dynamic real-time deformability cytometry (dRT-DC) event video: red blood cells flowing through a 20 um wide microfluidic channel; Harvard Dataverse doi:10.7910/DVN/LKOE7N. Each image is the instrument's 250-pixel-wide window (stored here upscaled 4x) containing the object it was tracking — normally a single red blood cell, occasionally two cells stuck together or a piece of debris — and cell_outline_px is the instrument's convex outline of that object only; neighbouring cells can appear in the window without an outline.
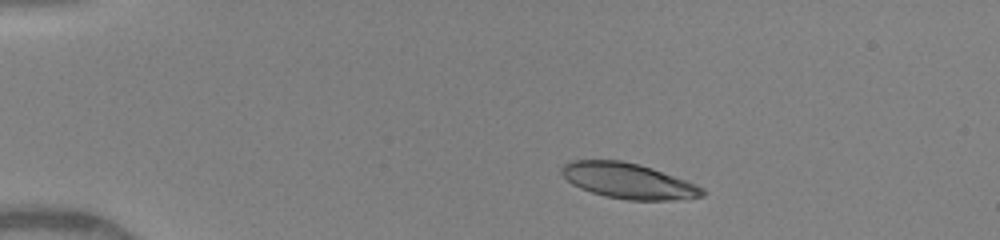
{"species": "human", "species_latin": "Homo sapiens", "temperature_condition": "warm", "stored_images_in_passage": 39, "camera_frame_rate_fps": 3000, "um_per_image_px": 0.085, "donor": {"sex": "female"}, "frame": {"image": 1, "passage_image": 1, "time_ms": 0.0, "image_size_px": [1000, 240], "cell_outline_px": [[704, 196], [688, 200], [628, 200], [604, 196], [580, 188], [572, 184], [560, 172], [560, 168], [568, 160], [620, 160], [640, 164], [652, 168], [696, 184], [704, 188]], "centroid_in_image_um": [53.42, 15.38], "position_along_channel_um": 31.6, "area_um2": 29.3}}
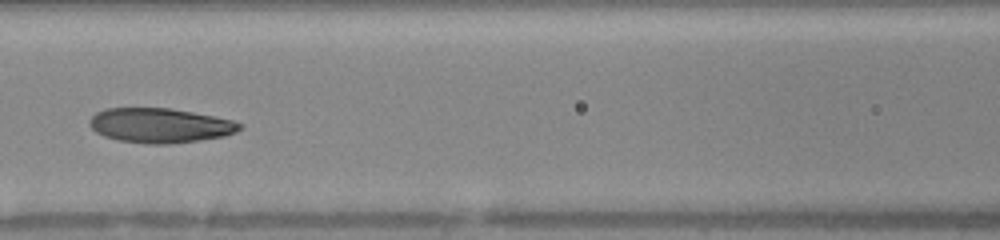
{"frame": {"image": 2, "passage_image": 15, "time_ms": 4.667, "image_size_px": [1000, 240], "cell_outline_px": [[244, 128], [236, 132], [224, 136], [200, 140], [168, 144], [148, 144], [116, 140], [104, 136], [96, 132], [88, 124], [88, 120], [96, 112], [104, 108], [168, 108], [192, 112], [232, 120], [244, 124]], "centroid_in_image_um": [13.59, 10.66], "position_along_channel_um": 153.0, "area_um2": 30.46}}
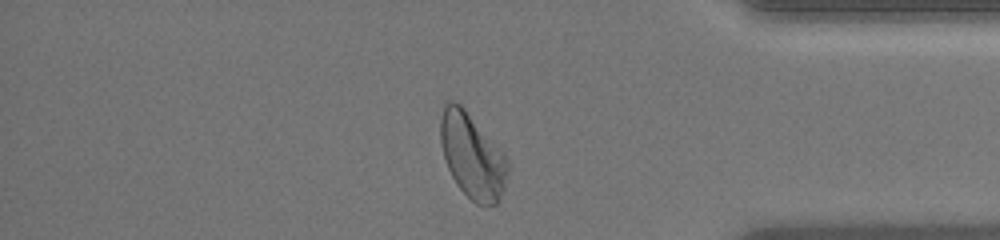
{"frame": {"image": 3, "passage_image": 34, "time_ms": 11.0, "image_size_px": [1000, 240], "cell_outline_px": [[508, 172], [504, 188], [496, 204], [476, 204], [456, 184], [448, 168], [440, 144], [440, 120], [444, 100], [452, 100], [460, 104], [464, 108], [504, 156], [508, 164]], "centroid_in_image_um": [40.08, 13.23], "position_along_channel_um": 395.1, "area_um2": 32.54}, "authors_computed_cell_mechanics": {"area_um2": 30.6918, "velocity_mm_per_s": 4.0923, "shape_relaxation_time_tau1_ms": 4.6588, "shape_relaxation_time_tau2_ms": 1.7935, "deformation_change_tau1": 0.1866, "deformation_change_tau2": 0.0719}}